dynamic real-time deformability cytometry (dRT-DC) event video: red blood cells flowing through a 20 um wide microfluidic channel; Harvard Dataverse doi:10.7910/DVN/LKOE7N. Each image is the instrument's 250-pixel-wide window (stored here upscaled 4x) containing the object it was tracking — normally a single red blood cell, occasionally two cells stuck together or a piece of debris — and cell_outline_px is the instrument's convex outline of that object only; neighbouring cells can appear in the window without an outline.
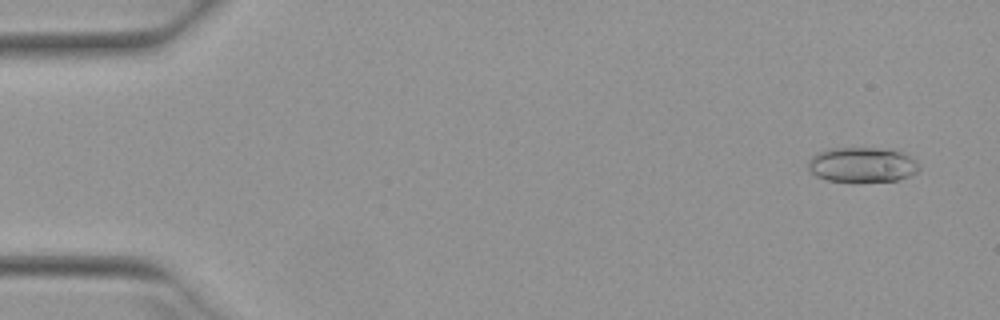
{"species": "Egyptian fruit bat (a non-hibernating species)", "species_latin": "Rousettus aegyptiacus", "temperature_condition": "warm", "stored_images_in_passage": 52, "camera_frame_rate_fps": 3000, "um_per_image_px": 0.085, "animal": {"sex": "female"}, "frame": {"image": 1, "passage_image": 3, "time_ms": 0.667, "image_size_px": [1000, 320], "cell_outline_px": [[920, 168], [916, 172], [908, 176], [896, 180], [828, 180], [816, 176], [808, 168], [808, 160], [816, 152], [832, 148], [880, 148], [900, 152], [916, 160]], "centroid_in_image_um": [73.25, 13.98], "position_along_channel_um": 11.7, "area_um2": 22.08}}
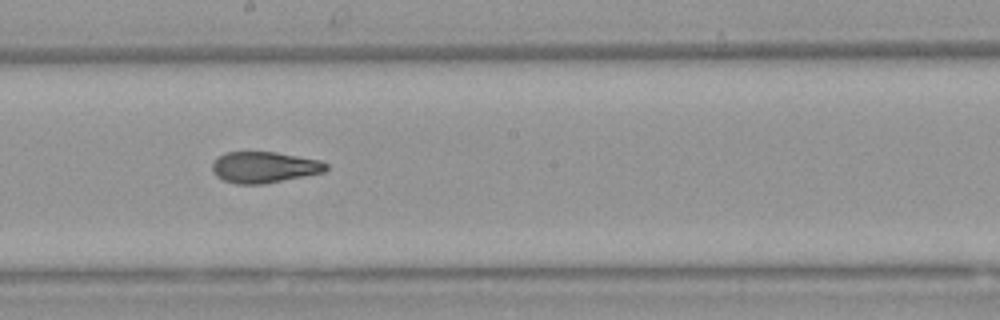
{"frame": {"image": 2, "passage_image": 29, "time_ms": 9.333, "image_size_px": [1000, 320], "cell_outline_px": [[328, 168], [324, 172], [264, 184], [236, 184], [224, 180], [216, 176], [212, 172], [212, 164], [224, 152], [276, 152], [320, 160], [328, 164]], "centroid_in_image_um": [22.46, 14.22], "position_along_channel_um": 225.7, "area_um2": 20.63}}
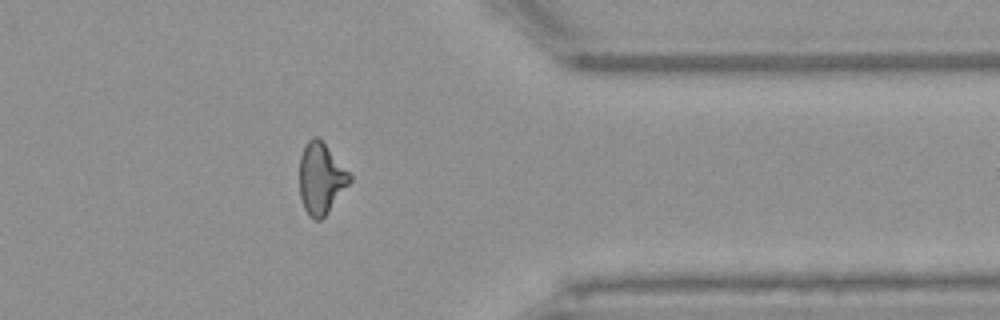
{"frame": {"image": 3, "passage_image": 42, "time_ms": 13.667, "image_size_px": [1000, 320], "cell_outline_px": [[352, 180], [328, 212], [320, 220], [316, 220], [308, 216], [304, 208], [300, 196], [300, 156], [304, 144], [312, 136], [316, 136], [324, 144], [352, 176]], "centroid_in_image_um": [27.26, 15.18], "position_along_channel_um": 384.1, "area_um2": 20.58}, "authors_computed_cell_mechanics": {"area_um2": 21.386, "velocity_mm_per_s": 3.9541, "shape_relaxation_time_tau1_ms": null, "shape_relaxation_time_tau2_ms": 2.0966, "deformation_change_tau1": null, "deformation_change_tau2": 0.0941}}